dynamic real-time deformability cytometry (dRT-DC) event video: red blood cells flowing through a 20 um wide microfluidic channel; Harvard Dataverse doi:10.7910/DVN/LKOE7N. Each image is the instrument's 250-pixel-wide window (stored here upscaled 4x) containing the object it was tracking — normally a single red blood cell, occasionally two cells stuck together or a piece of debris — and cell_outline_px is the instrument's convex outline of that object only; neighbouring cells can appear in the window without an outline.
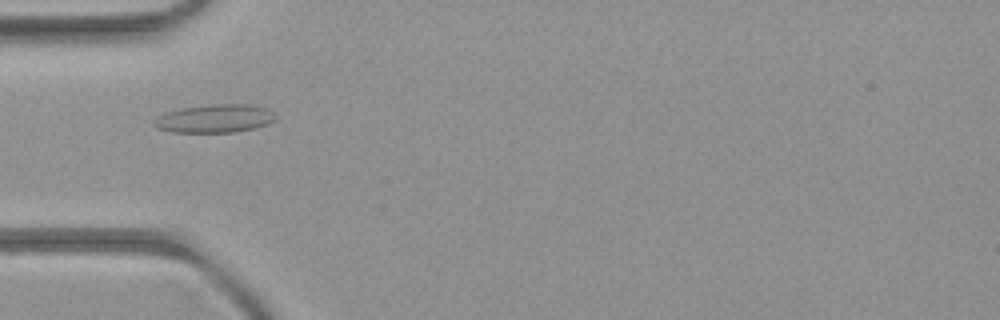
{"species": "common noctule bat (a hibernating species)", "species_latin": "Nyctalus noctula", "temperature_condition": "room temperature", "stored_images_in_passage": 1, "camera_frame_rate_fps": 3000, "um_per_image_px": 0.085, "animal": {"sex": "female", "body_mass_g": 21.9}, "frame": {"image": 1, "passage_image": 1, "time_ms": 0.0, "image_size_px": [1000, 320], "cell_outline_px": [[276, 120], [268, 124], [236, 132], [172, 132], [156, 128], [152, 124], [152, 120], [156, 116], [164, 112], [180, 108], [208, 104], [252, 104], [264, 108], [272, 112], [276, 116]], "centroid_in_image_um": [18.19, 10.07], "position_along_channel_um": 66.8, "area_um2": 20.29}}